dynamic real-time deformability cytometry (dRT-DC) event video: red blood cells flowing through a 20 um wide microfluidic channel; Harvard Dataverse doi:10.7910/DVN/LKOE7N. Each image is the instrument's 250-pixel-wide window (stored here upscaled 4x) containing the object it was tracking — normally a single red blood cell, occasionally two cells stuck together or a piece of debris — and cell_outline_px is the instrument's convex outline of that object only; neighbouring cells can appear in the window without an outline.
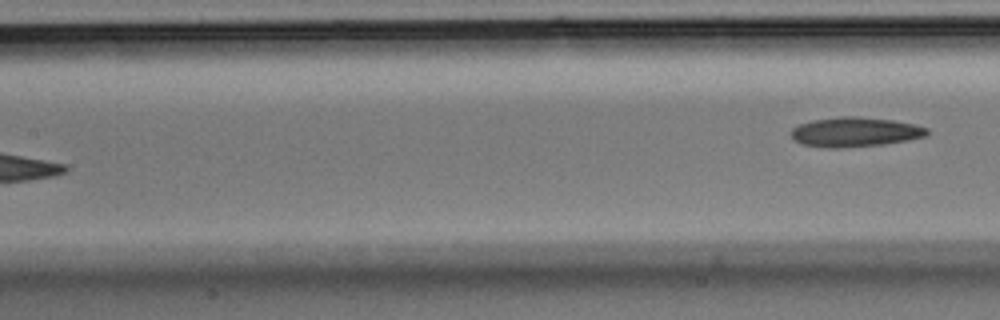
{"species": "Egyptian fruit bat (a non-hibernating species)", "species_latin": "Rousettus aegyptiacus", "temperature_condition": "room temperature", "stored_images_in_passage": 6, "camera_frame_rate_fps": 3000, "um_per_image_px": 0.085, "animal": {"sex": "male"}, "frame": {"image": 1, "passage_image": 6, "time_ms": 1.667, "image_size_px": [1000, 320], "cell_outline_px": [[928, 136], [908, 140], [884, 144], [836, 148], [828, 148], [800, 144], [792, 136], [792, 128], [800, 124], [812, 120], [840, 116], [856, 116], [892, 120], [912, 124], [928, 128]], "centroid_in_image_um": [72.68, 11.22], "position_along_channel_um": 134.7, "area_um2": 23.35}}